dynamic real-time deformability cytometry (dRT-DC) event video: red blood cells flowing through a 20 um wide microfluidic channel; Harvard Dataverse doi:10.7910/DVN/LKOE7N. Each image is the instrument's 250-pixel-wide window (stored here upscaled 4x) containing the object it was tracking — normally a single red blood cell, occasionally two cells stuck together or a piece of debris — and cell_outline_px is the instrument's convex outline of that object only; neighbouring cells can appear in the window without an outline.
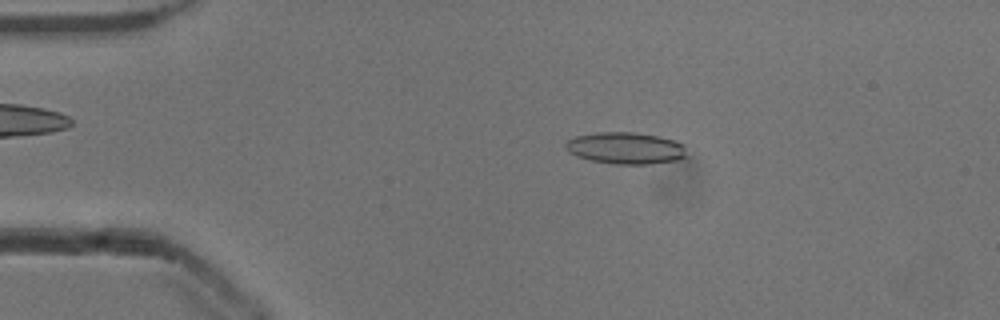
{"species": "common noctule bat (a hibernating species)", "species_latin": "Nyctalus noctula", "temperature_condition": "cold", "stored_images_in_passage": 52, "camera_frame_rate_fps": 3000, "um_per_image_px": 0.085, "animal": {"sex": "male", "body_mass_g": 13.3}, "frame": {"image": 1, "passage_image": 10, "time_ms": 3.0, "image_size_px": [1000, 320], "cell_outline_px": [[688, 156], [676, 160], [648, 164], [612, 164], [592, 160], [576, 156], [568, 152], [564, 144], [568, 140], [576, 136], [596, 132], [636, 132], [660, 136], [684, 144]], "centroid_in_image_um": [53.18, 12.58], "position_along_channel_um": 31.8, "area_um2": 22.54}}
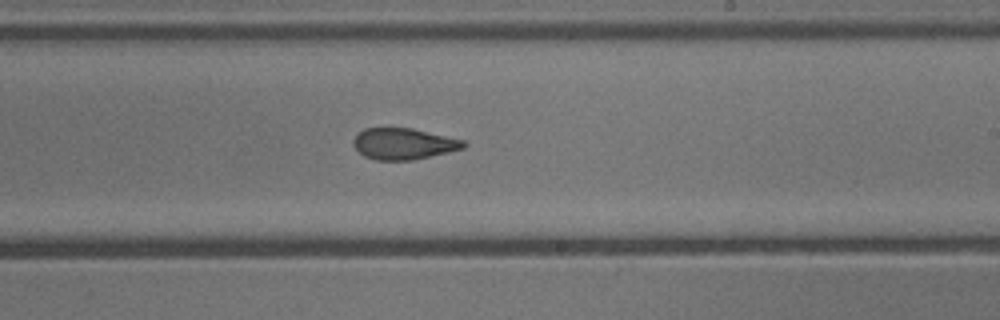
{"frame": {"image": 2, "passage_image": 31, "time_ms": 10.0, "image_size_px": [1000, 320], "cell_outline_px": [[468, 144], [464, 148], [448, 152], [412, 160], [376, 160], [364, 156], [352, 144], [352, 140], [356, 132], [364, 128], [412, 128], [464, 140]], "centroid_in_image_um": [34.27, 12.21], "position_along_channel_um": 254.7, "area_um2": 20.17}}
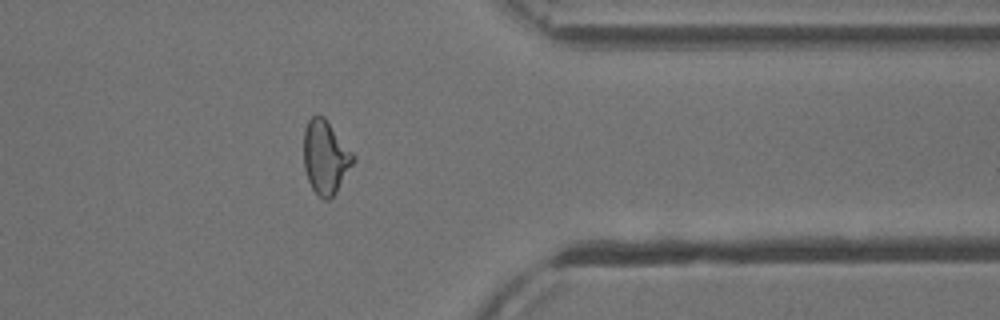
{"frame": {"image": 3, "passage_image": 42, "time_ms": 13.667, "image_size_px": [1000, 320], "cell_outline_px": [[356, 160], [336, 192], [328, 200], [324, 200], [312, 188], [308, 180], [304, 168], [304, 128], [308, 120], [316, 112], [324, 116], [356, 156]], "centroid_in_image_um": [27.67, 13.32], "position_along_channel_um": 383.7, "area_um2": 21.39}, "authors_computed_cell_mechanics": {"area_um2": 21.4149, "velocity_mm_per_s": 3.869, "shape_relaxation_time_tau1_ms": 9.5099, "shape_relaxation_time_tau2_ms": 2.255, "deformation_change_tau1": 0.2042, "deformation_change_tau2": 0.0969}}